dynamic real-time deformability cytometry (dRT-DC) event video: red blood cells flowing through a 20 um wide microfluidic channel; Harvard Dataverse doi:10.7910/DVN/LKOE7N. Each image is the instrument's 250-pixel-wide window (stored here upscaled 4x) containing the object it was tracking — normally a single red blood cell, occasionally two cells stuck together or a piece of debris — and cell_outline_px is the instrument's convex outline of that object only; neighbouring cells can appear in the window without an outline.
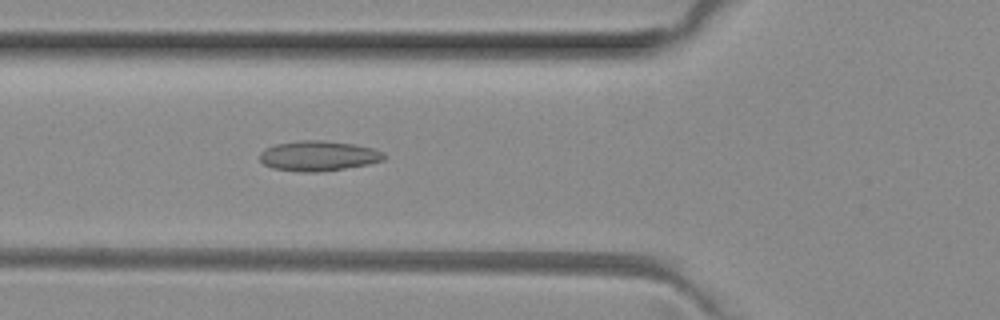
{"species": "common noctule bat (a hibernating species)", "species_latin": "Nyctalus noctula", "temperature_condition": "room temperature", "stored_images_in_passage": 35, "camera_frame_rate_fps": 3000, "um_per_image_px": 0.085, "animal": {"sex": "female", "body_mass_g": 29.2, "forearm_length_mm": 56.3}, "frame": {"image": 1, "passage_image": 7, "time_ms": 2.0, "image_size_px": [1000, 320], "cell_outline_px": [[388, 156], [384, 160], [368, 164], [344, 168], [316, 172], [300, 172], [272, 168], [264, 164], [260, 160], [260, 152], [264, 148], [276, 144], [300, 140], [324, 140], [356, 144], [372, 148], [384, 152]], "centroid_in_image_um": [27.07, 13.24], "position_along_channel_um": 98.7, "area_um2": 21.96}}
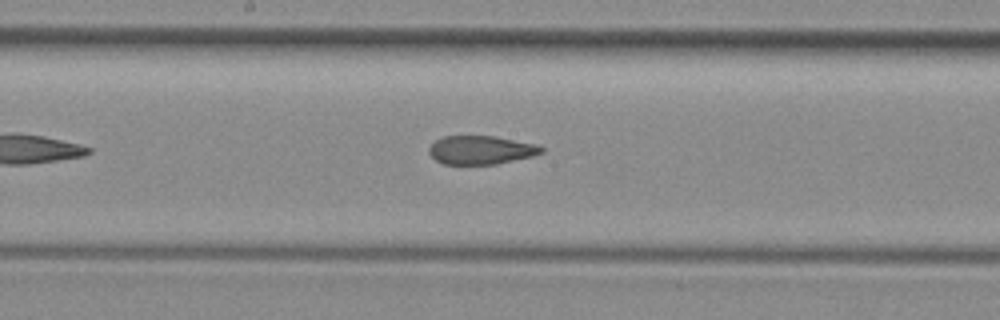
{"frame": {"image": 2, "passage_image": 15, "time_ms": 4.667, "image_size_px": [1000, 320], "cell_outline_px": [[544, 152], [532, 156], [496, 164], [444, 164], [436, 160], [428, 152], [428, 148], [436, 140], [444, 136], [496, 136], [536, 144], [544, 148]], "centroid_in_image_um": [40.89, 12.74], "position_along_channel_um": 207.3, "area_um2": 18.67}}
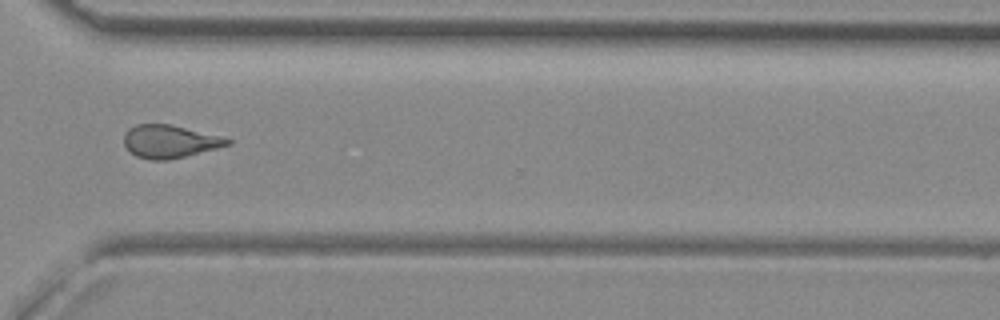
{"frame": {"image": 3, "passage_image": 26, "time_ms": 8.333, "image_size_px": [1000, 320], "cell_outline_px": [[232, 144], [168, 160], [152, 160], [136, 156], [124, 144], [124, 132], [128, 128], [136, 124], [172, 124], [220, 136], [232, 140]], "centroid_in_image_um": [14.41, 12.01], "position_along_channel_um": 356.2, "area_um2": 19.71}, "authors_computed_cell_mechanics": {"area_um2": 19.8254, "velocity_mm_per_s": 4.0597, "shape_relaxation_time_tau1_ms": null, "shape_relaxation_time_tau2_ms": 1.6004, "deformation_change_tau1": null, "deformation_change_tau2": 0.1064}}